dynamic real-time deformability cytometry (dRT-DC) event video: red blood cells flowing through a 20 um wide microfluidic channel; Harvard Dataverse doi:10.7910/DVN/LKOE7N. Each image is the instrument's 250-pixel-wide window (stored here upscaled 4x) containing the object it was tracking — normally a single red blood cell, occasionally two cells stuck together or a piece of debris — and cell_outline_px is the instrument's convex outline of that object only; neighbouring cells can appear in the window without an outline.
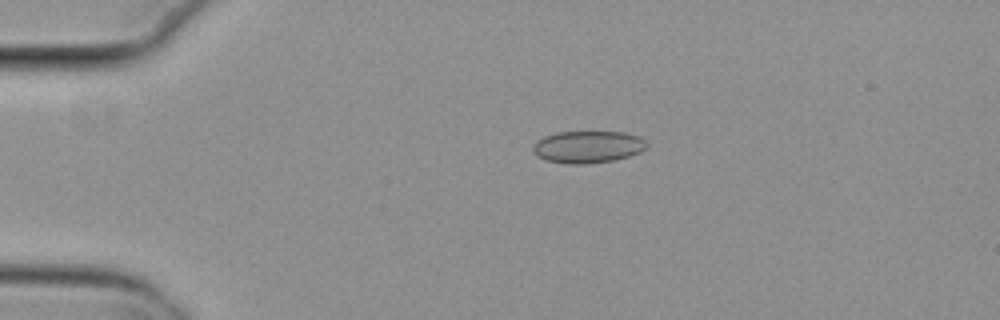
{"species": "common noctule bat (a hibernating species)", "species_latin": "Nyctalus noctula", "temperature_condition": "cold", "stored_images_in_passage": 54, "camera_frame_rate_fps": 3000, "um_per_image_px": 0.085, "animal": {"sex": "female", "body_mass_g": 29.2, "forearm_length_mm": 56.3}, "frame": {"image": 1, "passage_image": 12, "time_ms": 3.667, "image_size_px": [1000, 320], "cell_outline_px": [[648, 148], [640, 152], [628, 156], [612, 160], [584, 164], [568, 164], [544, 160], [536, 156], [532, 152], [532, 144], [536, 140], [544, 136], [556, 132], [624, 132], [640, 136], [648, 144]], "centroid_in_image_um": [49.93, 12.48], "position_along_channel_um": 35.1, "area_um2": 21.56}}
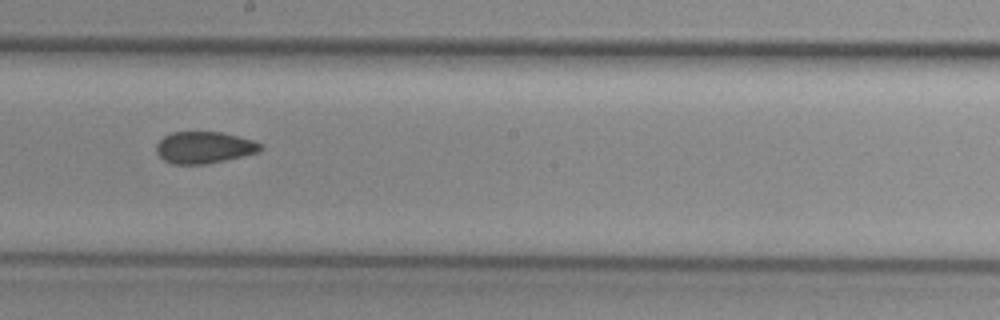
{"frame": {"image": 2, "passage_image": 31, "time_ms": 10.0, "image_size_px": [1000, 320], "cell_outline_px": [[264, 148], [256, 152], [224, 160], [204, 164], [172, 164], [164, 160], [156, 152], [156, 144], [164, 136], [172, 132], [220, 132], [252, 140], [264, 144]], "centroid_in_image_um": [17.33, 12.53], "position_along_channel_um": 230.9, "area_um2": 19.07}}
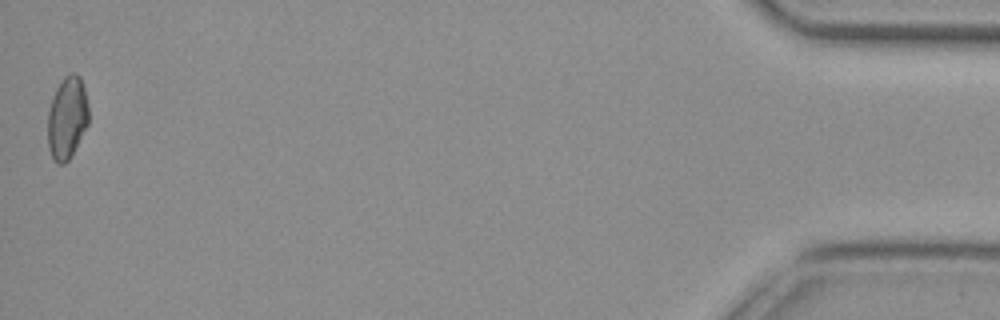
{"frame": {"image": 3, "passage_image": 54, "time_ms": 17.667, "image_size_px": [1000, 320], "cell_outline_px": [[88, 124], [68, 160], [64, 164], [56, 164], [48, 148], [48, 112], [52, 96], [56, 88], [64, 76], [72, 72], [80, 76], [84, 88], [88, 104]], "centroid_in_image_um": [5.69, 10.0], "position_along_channel_um": 429.5, "area_um2": 19.59}, "authors_computed_cell_mechanics": {"area_um2": 19.941, "velocity_mm_per_s": 3.8275, "shape_relaxation_time_tau1_ms": null, "shape_relaxation_time_tau2_ms": 2.3429, "deformation_change_tau1": null, "deformation_change_tau2": 0.0804}}